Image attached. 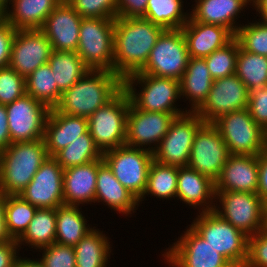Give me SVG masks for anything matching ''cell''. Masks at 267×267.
Segmentation results:
<instances>
[{"label":"cell","instance_id":"35","mask_svg":"<svg viewBox=\"0 0 267 267\" xmlns=\"http://www.w3.org/2000/svg\"><path fill=\"white\" fill-rule=\"evenodd\" d=\"M182 0H148L144 18L164 29H181L189 20Z\"/></svg>","mask_w":267,"mask_h":267},{"label":"cell","instance_id":"4","mask_svg":"<svg viewBox=\"0 0 267 267\" xmlns=\"http://www.w3.org/2000/svg\"><path fill=\"white\" fill-rule=\"evenodd\" d=\"M137 83L142 87L140 92L135 89ZM123 88L128 93L131 103L137 109L172 113L176 117L189 112V110L184 111V109L175 106L176 101L181 97L178 80L134 73L123 80Z\"/></svg>","mask_w":267,"mask_h":267},{"label":"cell","instance_id":"32","mask_svg":"<svg viewBox=\"0 0 267 267\" xmlns=\"http://www.w3.org/2000/svg\"><path fill=\"white\" fill-rule=\"evenodd\" d=\"M47 63L54 73L61 93L68 90L90 70L75 51L53 50Z\"/></svg>","mask_w":267,"mask_h":267},{"label":"cell","instance_id":"42","mask_svg":"<svg viewBox=\"0 0 267 267\" xmlns=\"http://www.w3.org/2000/svg\"><path fill=\"white\" fill-rule=\"evenodd\" d=\"M82 18H117V0H68Z\"/></svg>","mask_w":267,"mask_h":267},{"label":"cell","instance_id":"38","mask_svg":"<svg viewBox=\"0 0 267 267\" xmlns=\"http://www.w3.org/2000/svg\"><path fill=\"white\" fill-rule=\"evenodd\" d=\"M235 74L248 91L267 86V57L246 52L239 46Z\"/></svg>","mask_w":267,"mask_h":267},{"label":"cell","instance_id":"33","mask_svg":"<svg viewBox=\"0 0 267 267\" xmlns=\"http://www.w3.org/2000/svg\"><path fill=\"white\" fill-rule=\"evenodd\" d=\"M56 209L38 208L24 234L17 240L20 245L27 243L34 249H41L55 243ZM34 246V247H33Z\"/></svg>","mask_w":267,"mask_h":267},{"label":"cell","instance_id":"31","mask_svg":"<svg viewBox=\"0 0 267 267\" xmlns=\"http://www.w3.org/2000/svg\"><path fill=\"white\" fill-rule=\"evenodd\" d=\"M102 232L93 229L74 246L76 267H107L112 247Z\"/></svg>","mask_w":267,"mask_h":267},{"label":"cell","instance_id":"47","mask_svg":"<svg viewBox=\"0 0 267 267\" xmlns=\"http://www.w3.org/2000/svg\"><path fill=\"white\" fill-rule=\"evenodd\" d=\"M15 33L16 30L0 15V68L9 65Z\"/></svg>","mask_w":267,"mask_h":267},{"label":"cell","instance_id":"18","mask_svg":"<svg viewBox=\"0 0 267 267\" xmlns=\"http://www.w3.org/2000/svg\"><path fill=\"white\" fill-rule=\"evenodd\" d=\"M175 117L172 113L137 109L130 101L125 144L142 149L149 145L146 149L153 152L168 132Z\"/></svg>","mask_w":267,"mask_h":267},{"label":"cell","instance_id":"5","mask_svg":"<svg viewBox=\"0 0 267 267\" xmlns=\"http://www.w3.org/2000/svg\"><path fill=\"white\" fill-rule=\"evenodd\" d=\"M199 214L191 227L233 267H244L248 257V236L214 211Z\"/></svg>","mask_w":267,"mask_h":267},{"label":"cell","instance_id":"19","mask_svg":"<svg viewBox=\"0 0 267 267\" xmlns=\"http://www.w3.org/2000/svg\"><path fill=\"white\" fill-rule=\"evenodd\" d=\"M52 52L50 41L40 29L16 30L8 66L26 78L46 64Z\"/></svg>","mask_w":267,"mask_h":267},{"label":"cell","instance_id":"57","mask_svg":"<svg viewBox=\"0 0 267 267\" xmlns=\"http://www.w3.org/2000/svg\"><path fill=\"white\" fill-rule=\"evenodd\" d=\"M263 152L267 155V127L264 129V149Z\"/></svg>","mask_w":267,"mask_h":267},{"label":"cell","instance_id":"48","mask_svg":"<svg viewBox=\"0 0 267 267\" xmlns=\"http://www.w3.org/2000/svg\"><path fill=\"white\" fill-rule=\"evenodd\" d=\"M148 0H117V17H144Z\"/></svg>","mask_w":267,"mask_h":267},{"label":"cell","instance_id":"3","mask_svg":"<svg viewBox=\"0 0 267 267\" xmlns=\"http://www.w3.org/2000/svg\"><path fill=\"white\" fill-rule=\"evenodd\" d=\"M47 157L43 139L10 144L0 152V191L19 195Z\"/></svg>","mask_w":267,"mask_h":267},{"label":"cell","instance_id":"49","mask_svg":"<svg viewBox=\"0 0 267 267\" xmlns=\"http://www.w3.org/2000/svg\"><path fill=\"white\" fill-rule=\"evenodd\" d=\"M19 245L16 240L0 243V267H16Z\"/></svg>","mask_w":267,"mask_h":267},{"label":"cell","instance_id":"30","mask_svg":"<svg viewBox=\"0 0 267 267\" xmlns=\"http://www.w3.org/2000/svg\"><path fill=\"white\" fill-rule=\"evenodd\" d=\"M78 206L62 205L56 208L55 242L74 247L96 227H89ZM89 227V228H88Z\"/></svg>","mask_w":267,"mask_h":267},{"label":"cell","instance_id":"2","mask_svg":"<svg viewBox=\"0 0 267 267\" xmlns=\"http://www.w3.org/2000/svg\"><path fill=\"white\" fill-rule=\"evenodd\" d=\"M123 88V80L108 70H89L62 93L55 109L70 116L88 118Z\"/></svg>","mask_w":267,"mask_h":267},{"label":"cell","instance_id":"52","mask_svg":"<svg viewBox=\"0 0 267 267\" xmlns=\"http://www.w3.org/2000/svg\"><path fill=\"white\" fill-rule=\"evenodd\" d=\"M5 211V195L0 191V243L5 241L14 240L8 231L6 219L4 216Z\"/></svg>","mask_w":267,"mask_h":267},{"label":"cell","instance_id":"15","mask_svg":"<svg viewBox=\"0 0 267 267\" xmlns=\"http://www.w3.org/2000/svg\"><path fill=\"white\" fill-rule=\"evenodd\" d=\"M173 244L162 254L172 267H233L191 226Z\"/></svg>","mask_w":267,"mask_h":267},{"label":"cell","instance_id":"7","mask_svg":"<svg viewBox=\"0 0 267 267\" xmlns=\"http://www.w3.org/2000/svg\"><path fill=\"white\" fill-rule=\"evenodd\" d=\"M115 19L82 18L77 53L90 70L113 72Z\"/></svg>","mask_w":267,"mask_h":267},{"label":"cell","instance_id":"25","mask_svg":"<svg viewBox=\"0 0 267 267\" xmlns=\"http://www.w3.org/2000/svg\"><path fill=\"white\" fill-rule=\"evenodd\" d=\"M176 197L189 206H199L200 212L213 211L215 182L188 166L178 167Z\"/></svg>","mask_w":267,"mask_h":267},{"label":"cell","instance_id":"34","mask_svg":"<svg viewBox=\"0 0 267 267\" xmlns=\"http://www.w3.org/2000/svg\"><path fill=\"white\" fill-rule=\"evenodd\" d=\"M26 94L54 109L61 98L54 73L48 63L41 65L25 78Z\"/></svg>","mask_w":267,"mask_h":267},{"label":"cell","instance_id":"44","mask_svg":"<svg viewBox=\"0 0 267 267\" xmlns=\"http://www.w3.org/2000/svg\"><path fill=\"white\" fill-rule=\"evenodd\" d=\"M43 250L41 263L44 267H76L75 249L59 243H53L40 249Z\"/></svg>","mask_w":267,"mask_h":267},{"label":"cell","instance_id":"13","mask_svg":"<svg viewBox=\"0 0 267 267\" xmlns=\"http://www.w3.org/2000/svg\"><path fill=\"white\" fill-rule=\"evenodd\" d=\"M5 106L11 144L43 139L50 112L46 105L25 94Z\"/></svg>","mask_w":267,"mask_h":267},{"label":"cell","instance_id":"27","mask_svg":"<svg viewBox=\"0 0 267 267\" xmlns=\"http://www.w3.org/2000/svg\"><path fill=\"white\" fill-rule=\"evenodd\" d=\"M190 17L194 21L220 25L227 28L234 36L239 27L236 18L251 0H195ZM240 13V14H239Z\"/></svg>","mask_w":267,"mask_h":267},{"label":"cell","instance_id":"28","mask_svg":"<svg viewBox=\"0 0 267 267\" xmlns=\"http://www.w3.org/2000/svg\"><path fill=\"white\" fill-rule=\"evenodd\" d=\"M61 3L60 0H13L1 16L15 30L41 29L48 15Z\"/></svg>","mask_w":267,"mask_h":267},{"label":"cell","instance_id":"45","mask_svg":"<svg viewBox=\"0 0 267 267\" xmlns=\"http://www.w3.org/2000/svg\"><path fill=\"white\" fill-rule=\"evenodd\" d=\"M244 267H267V230L248 237V257Z\"/></svg>","mask_w":267,"mask_h":267},{"label":"cell","instance_id":"22","mask_svg":"<svg viewBox=\"0 0 267 267\" xmlns=\"http://www.w3.org/2000/svg\"><path fill=\"white\" fill-rule=\"evenodd\" d=\"M181 30L191 58H205L235 37L223 26L194 21L191 17Z\"/></svg>","mask_w":267,"mask_h":267},{"label":"cell","instance_id":"39","mask_svg":"<svg viewBox=\"0 0 267 267\" xmlns=\"http://www.w3.org/2000/svg\"><path fill=\"white\" fill-rule=\"evenodd\" d=\"M37 209L19 195H5L4 216L14 240L17 241L24 234Z\"/></svg>","mask_w":267,"mask_h":267},{"label":"cell","instance_id":"14","mask_svg":"<svg viewBox=\"0 0 267 267\" xmlns=\"http://www.w3.org/2000/svg\"><path fill=\"white\" fill-rule=\"evenodd\" d=\"M229 155L218 129L204 123L195 134L187 166L216 182Z\"/></svg>","mask_w":267,"mask_h":267},{"label":"cell","instance_id":"16","mask_svg":"<svg viewBox=\"0 0 267 267\" xmlns=\"http://www.w3.org/2000/svg\"><path fill=\"white\" fill-rule=\"evenodd\" d=\"M249 91L236 75L213 81L207 100L196 111L205 123H213L229 112L248 107Z\"/></svg>","mask_w":267,"mask_h":267},{"label":"cell","instance_id":"10","mask_svg":"<svg viewBox=\"0 0 267 267\" xmlns=\"http://www.w3.org/2000/svg\"><path fill=\"white\" fill-rule=\"evenodd\" d=\"M223 138L230 155H259L264 149V129L248 108L229 112L212 123Z\"/></svg>","mask_w":267,"mask_h":267},{"label":"cell","instance_id":"41","mask_svg":"<svg viewBox=\"0 0 267 267\" xmlns=\"http://www.w3.org/2000/svg\"><path fill=\"white\" fill-rule=\"evenodd\" d=\"M240 47L246 52L267 57V22L241 25L235 35Z\"/></svg>","mask_w":267,"mask_h":267},{"label":"cell","instance_id":"26","mask_svg":"<svg viewBox=\"0 0 267 267\" xmlns=\"http://www.w3.org/2000/svg\"><path fill=\"white\" fill-rule=\"evenodd\" d=\"M95 202H103L123 215L134 213L139 206L138 199L117 180L104 161L98 167Z\"/></svg>","mask_w":267,"mask_h":267},{"label":"cell","instance_id":"55","mask_svg":"<svg viewBox=\"0 0 267 267\" xmlns=\"http://www.w3.org/2000/svg\"><path fill=\"white\" fill-rule=\"evenodd\" d=\"M263 229L267 230V199L263 200Z\"/></svg>","mask_w":267,"mask_h":267},{"label":"cell","instance_id":"54","mask_svg":"<svg viewBox=\"0 0 267 267\" xmlns=\"http://www.w3.org/2000/svg\"><path fill=\"white\" fill-rule=\"evenodd\" d=\"M16 267H44L43 264L41 263V261H36L34 260H30L28 259H24L21 257H18L17 261H16Z\"/></svg>","mask_w":267,"mask_h":267},{"label":"cell","instance_id":"8","mask_svg":"<svg viewBox=\"0 0 267 267\" xmlns=\"http://www.w3.org/2000/svg\"><path fill=\"white\" fill-rule=\"evenodd\" d=\"M102 158L117 180L139 200L146 190L153 152L124 144L104 152Z\"/></svg>","mask_w":267,"mask_h":267},{"label":"cell","instance_id":"23","mask_svg":"<svg viewBox=\"0 0 267 267\" xmlns=\"http://www.w3.org/2000/svg\"><path fill=\"white\" fill-rule=\"evenodd\" d=\"M88 131L87 118L63 114L55 108L50 109L43 137L48 156H54Z\"/></svg>","mask_w":267,"mask_h":267},{"label":"cell","instance_id":"21","mask_svg":"<svg viewBox=\"0 0 267 267\" xmlns=\"http://www.w3.org/2000/svg\"><path fill=\"white\" fill-rule=\"evenodd\" d=\"M215 191L257 193L258 155H229L215 182Z\"/></svg>","mask_w":267,"mask_h":267},{"label":"cell","instance_id":"11","mask_svg":"<svg viewBox=\"0 0 267 267\" xmlns=\"http://www.w3.org/2000/svg\"><path fill=\"white\" fill-rule=\"evenodd\" d=\"M204 123L196 112L175 117L168 132L153 151V159L165 165L187 166L195 134Z\"/></svg>","mask_w":267,"mask_h":267},{"label":"cell","instance_id":"12","mask_svg":"<svg viewBox=\"0 0 267 267\" xmlns=\"http://www.w3.org/2000/svg\"><path fill=\"white\" fill-rule=\"evenodd\" d=\"M215 199L220 207L213 211L248 237L263 229V200L258 193L215 191Z\"/></svg>","mask_w":267,"mask_h":267},{"label":"cell","instance_id":"17","mask_svg":"<svg viewBox=\"0 0 267 267\" xmlns=\"http://www.w3.org/2000/svg\"><path fill=\"white\" fill-rule=\"evenodd\" d=\"M63 173L56 159L47 157L19 196L37 208L56 209L64 205Z\"/></svg>","mask_w":267,"mask_h":267},{"label":"cell","instance_id":"56","mask_svg":"<svg viewBox=\"0 0 267 267\" xmlns=\"http://www.w3.org/2000/svg\"><path fill=\"white\" fill-rule=\"evenodd\" d=\"M13 0H0V15L4 12V10H6L7 8H10V3ZM9 3V6H8Z\"/></svg>","mask_w":267,"mask_h":267},{"label":"cell","instance_id":"9","mask_svg":"<svg viewBox=\"0 0 267 267\" xmlns=\"http://www.w3.org/2000/svg\"><path fill=\"white\" fill-rule=\"evenodd\" d=\"M189 52L181 29H165L151 49L145 66L136 73L180 81L189 62Z\"/></svg>","mask_w":267,"mask_h":267},{"label":"cell","instance_id":"1","mask_svg":"<svg viewBox=\"0 0 267 267\" xmlns=\"http://www.w3.org/2000/svg\"><path fill=\"white\" fill-rule=\"evenodd\" d=\"M164 30L144 17L115 18L113 72L122 80L139 72Z\"/></svg>","mask_w":267,"mask_h":267},{"label":"cell","instance_id":"20","mask_svg":"<svg viewBox=\"0 0 267 267\" xmlns=\"http://www.w3.org/2000/svg\"><path fill=\"white\" fill-rule=\"evenodd\" d=\"M82 17L67 3L61 2L46 18L40 29L53 50L77 51Z\"/></svg>","mask_w":267,"mask_h":267},{"label":"cell","instance_id":"29","mask_svg":"<svg viewBox=\"0 0 267 267\" xmlns=\"http://www.w3.org/2000/svg\"><path fill=\"white\" fill-rule=\"evenodd\" d=\"M213 81L205 58L190 57L179 81L180 95L191 103L189 112H196L207 100Z\"/></svg>","mask_w":267,"mask_h":267},{"label":"cell","instance_id":"46","mask_svg":"<svg viewBox=\"0 0 267 267\" xmlns=\"http://www.w3.org/2000/svg\"><path fill=\"white\" fill-rule=\"evenodd\" d=\"M248 110L263 129L267 127V86L249 91Z\"/></svg>","mask_w":267,"mask_h":267},{"label":"cell","instance_id":"50","mask_svg":"<svg viewBox=\"0 0 267 267\" xmlns=\"http://www.w3.org/2000/svg\"><path fill=\"white\" fill-rule=\"evenodd\" d=\"M262 200L267 199V155L262 152L258 155V191Z\"/></svg>","mask_w":267,"mask_h":267},{"label":"cell","instance_id":"43","mask_svg":"<svg viewBox=\"0 0 267 267\" xmlns=\"http://www.w3.org/2000/svg\"><path fill=\"white\" fill-rule=\"evenodd\" d=\"M25 94V77L9 66L0 68V104L12 103Z\"/></svg>","mask_w":267,"mask_h":267},{"label":"cell","instance_id":"51","mask_svg":"<svg viewBox=\"0 0 267 267\" xmlns=\"http://www.w3.org/2000/svg\"><path fill=\"white\" fill-rule=\"evenodd\" d=\"M10 144L6 106L0 104V152L5 150Z\"/></svg>","mask_w":267,"mask_h":267},{"label":"cell","instance_id":"6","mask_svg":"<svg viewBox=\"0 0 267 267\" xmlns=\"http://www.w3.org/2000/svg\"><path fill=\"white\" fill-rule=\"evenodd\" d=\"M129 107V95L122 88L87 118L89 133L102 154L125 144Z\"/></svg>","mask_w":267,"mask_h":267},{"label":"cell","instance_id":"53","mask_svg":"<svg viewBox=\"0 0 267 267\" xmlns=\"http://www.w3.org/2000/svg\"><path fill=\"white\" fill-rule=\"evenodd\" d=\"M252 6L258 11L260 14L262 21L267 22V0H251Z\"/></svg>","mask_w":267,"mask_h":267},{"label":"cell","instance_id":"40","mask_svg":"<svg viewBox=\"0 0 267 267\" xmlns=\"http://www.w3.org/2000/svg\"><path fill=\"white\" fill-rule=\"evenodd\" d=\"M239 46L238 40L234 37L224 47L213 51L209 56L205 57L207 68L213 80L235 74Z\"/></svg>","mask_w":267,"mask_h":267},{"label":"cell","instance_id":"36","mask_svg":"<svg viewBox=\"0 0 267 267\" xmlns=\"http://www.w3.org/2000/svg\"><path fill=\"white\" fill-rule=\"evenodd\" d=\"M177 178L178 167L158 163L153 160L149 171L147 186L143 196L138 200V203L145 198V195L151 194L156 198L168 199L177 196Z\"/></svg>","mask_w":267,"mask_h":267},{"label":"cell","instance_id":"37","mask_svg":"<svg viewBox=\"0 0 267 267\" xmlns=\"http://www.w3.org/2000/svg\"><path fill=\"white\" fill-rule=\"evenodd\" d=\"M63 168L85 165L102 158L101 151L96 147L89 131L58 151L53 156Z\"/></svg>","mask_w":267,"mask_h":267},{"label":"cell","instance_id":"24","mask_svg":"<svg viewBox=\"0 0 267 267\" xmlns=\"http://www.w3.org/2000/svg\"><path fill=\"white\" fill-rule=\"evenodd\" d=\"M103 158L85 165L72 166L64 169L63 196L64 205L79 206L95 203V191L98 167Z\"/></svg>","mask_w":267,"mask_h":267}]
</instances>
